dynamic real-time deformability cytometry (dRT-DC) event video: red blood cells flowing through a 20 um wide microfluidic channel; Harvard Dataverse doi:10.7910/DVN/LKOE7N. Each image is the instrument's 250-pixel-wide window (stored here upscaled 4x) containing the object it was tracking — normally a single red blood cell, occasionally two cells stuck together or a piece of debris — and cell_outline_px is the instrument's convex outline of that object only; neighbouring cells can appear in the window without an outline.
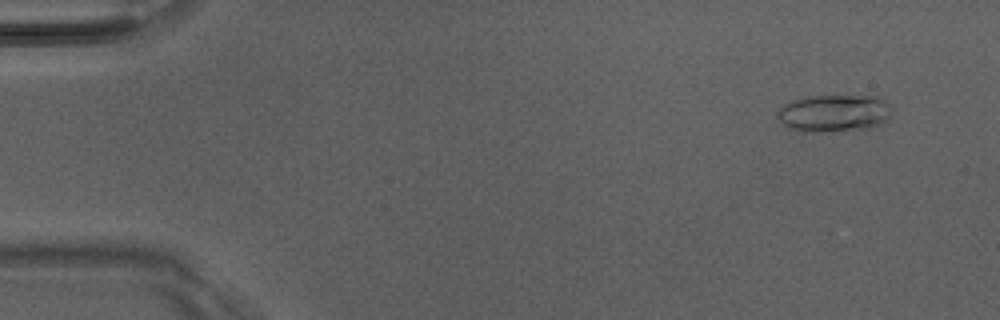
{"species": "Egyptian fruit bat (a non-hibernating species)", "species_latin": "Rousettus aegyptiacus", "temperature_condition": "room temperature", "stored_images_in_passage": 51, "camera_frame_rate_fps": 3000, "um_per_image_px": 0.085, "animal": {"sex": "male"}, "frame": {"image": 1, "passage_image": 4, "time_ms": 1.0, "image_size_px": [1000, 320], "cell_outline_px": [[888, 116], [884, 120], [872, 128], [844, 132], [800, 132], [788, 128], [776, 116], [780, 108], [784, 104], [792, 100], [804, 96], [876, 96], [884, 100], [888, 104]], "centroid_in_image_um": [70.82, 9.64], "position_along_channel_um": 14.2, "area_um2": 25.03}}
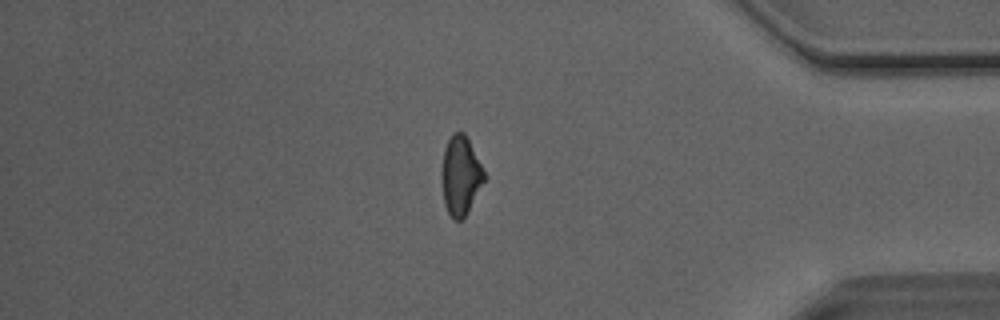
{"frame": {"image": 2, "passage_image": 43, "time_ms": 14.0, "image_size_px": [1000, 320], "cell_outline_px": [[488, 176], [464, 216], [460, 220], [452, 220], [444, 204], [440, 176], [444, 148], [452, 132], [464, 132]], "centroid_in_image_um": [39.14, 14.91], "position_along_channel_um": 396.1, "area_um2": 19.83}}
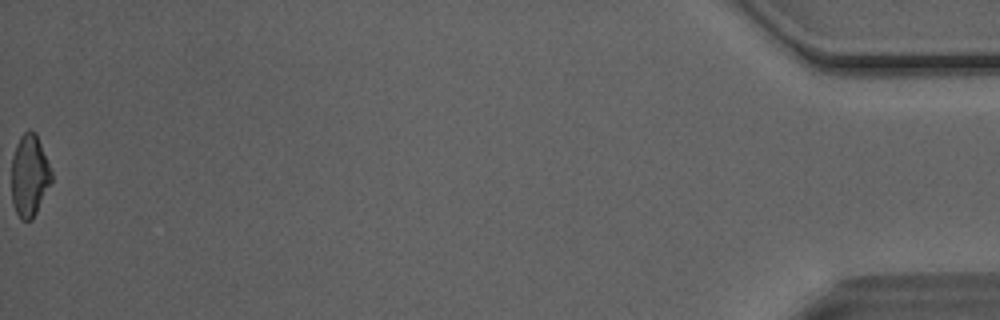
{"frame": {"image": 3, "passage_image": 51, "time_ms": 16.667, "image_size_px": [1000, 320], "cell_outline_px": [[52, 180], [32, 220], [20, 220], [12, 204], [12, 156], [16, 144], [20, 136], [28, 128], [36, 132], [52, 172]], "centroid_in_image_um": [2.49, 14.9], "position_along_channel_um": 432.7, "area_um2": 19.13}, "authors_computed_cell_mechanics": {"area_um2": 20.23, "velocity_mm_per_s": 4.1028, "shape_relaxation_time_tau1_ms": null, "shape_relaxation_time_tau2_ms": 4.5584, "deformation_change_tau1": null, "deformation_change_tau2": 0.1205}}